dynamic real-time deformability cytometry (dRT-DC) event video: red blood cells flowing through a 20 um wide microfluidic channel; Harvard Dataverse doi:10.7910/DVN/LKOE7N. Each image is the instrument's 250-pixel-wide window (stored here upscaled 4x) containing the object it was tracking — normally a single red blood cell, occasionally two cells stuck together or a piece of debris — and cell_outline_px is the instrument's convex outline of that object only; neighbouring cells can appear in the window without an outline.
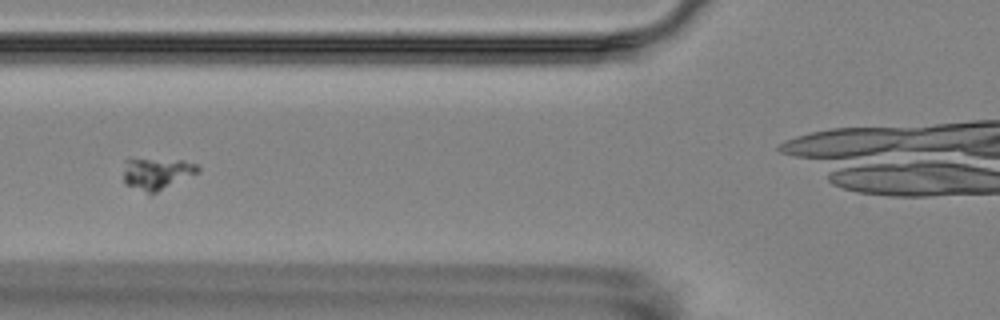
{"species": "Egyptian fruit bat (a non-hibernating species)", "species_latin": "Rousettus aegyptiacus", "temperature_condition": "room temperature", "stored_images_in_passage": 17, "camera_frame_rate_fps": 3000, "um_per_image_px": 0.085, "animal": {"sex": "female"}, "frame": {"image": 1, "passage_image": 6, "time_ms": 6.0, "image_size_px": [1000, 320], "cell_outline_px": [[200, 172], [148, 196], [124, 184], [124, 160], [128, 156], [184, 160], [196, 164], [200, 168]], "centroid_in_image_um": [13.26, 14.72], "position_along_channel_um": 112.5, "area_um2": 14.74}}
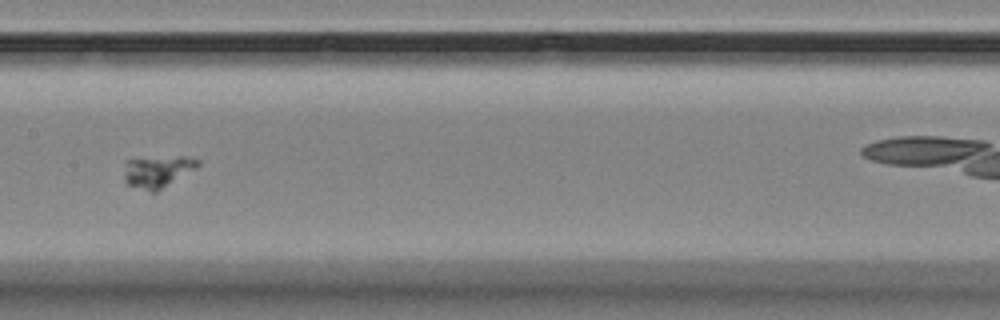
{"frame": {"image": 2, "passage_image": 8, "time_ms": 8.333, "image_size_px": [1000, 320], "cell_outline_px": [[200, 164], [196, 168], [156, 192], [148, 192], [128, 184], [124, 180], [124, 160], [180, 156], [184, 156], [200, 160]], "centroid_in_image_um": [13.37, 14.58], "position_along_channel_um": 194.0, "area_um2": 13.64}}
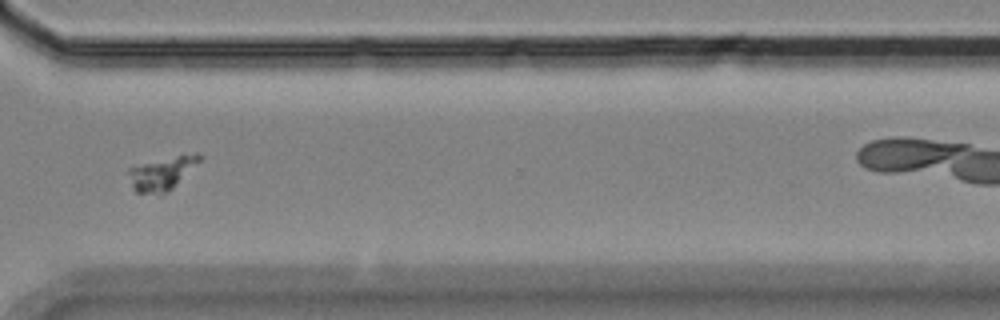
{"frame": {"image": 3, "passage_image": 12, "time_ms": 13.0, "image_size_px": [1000, 320], "cell_outline_px": [[200, 160], [168, 192], [136, 192], [132, 188], [128, 172], [128, 168], [144, 164], [196, 152], [200, 156]], "centroid_in_image_um": [13.74, 14.74], "position_along_channel_um": 356.9, "area_um2": 12.77}}